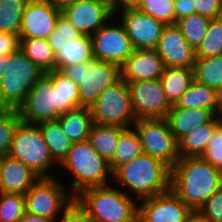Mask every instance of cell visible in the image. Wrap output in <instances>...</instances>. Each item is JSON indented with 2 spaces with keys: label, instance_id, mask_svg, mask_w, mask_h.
I'll list each match as a JSON object with an SVG mask.
<instances>
[{
  "label": "cell",
  "instance_id": "obj_30",
  "mask_svg": "<svg viewBox=\"0 0 222 222\" xmlns=\"http://www.w3.org/2000/svg\"><path fill=\"white\" fill-rule=\"evenodd\" d=\"M20 49L45 73L55 70V53L47 39L20 38Z\"/></svg>",
  "mask_w": 222,
  "mask_h": 222
},
{
  "label": "cell",
  "instance_id": "obj_24",
  "mask_svg": "<svg viewBox=\"0 0 222 222\" xmlns=\"http://www.w3.org/2000/svg\"><path fill=\"white\" fill-rule=\"evenodd\" d=\"M160 81L166 99L174 105L194 81L193 68L165 67Z\"/></svg>",
  "mask_w": 222,
  "mask_h": 222
},
{
  "label": "cell",
  "instance_id": "obj_7",
  "mask_svg": "<svg viewBox=\"0 0 222 222\" xmlns=\"http://www.w3.org/2000/svg\"><path fill=\"white\" fill-rule=\"evenodd\" d=\"M8 155L23 162L40 178L54 177L47 171L56 162L51 157L38 124L23 121L18 124Z\"/></svg>",
  "mask_w": 222,
  "mask_h": 222
},
{
  "label": "cell",
  "instance_id": "obj_5",
  "mask_svg": "<svg viewBox=\"0 0 222 222\" xmlns=\"http://www.w3.org/2000/svg\"><path fill=\"white\" fill-rule=\"evenodd\" d=\"M45 74L20 48L11 53L0 82V108L18 109L34 84Z\"/></svg>",
  "mask_w": 222,
  "mask_h": 222
},
{
  "label": "cell",
  "instance_id": "obj_39",
  "mask_svg": "<svg viewBox=\"0 0 222 222\" xmlns=\"http://www.w3.org/2000/svg\"><path fill=\"white\" fill-rule=\"evenodd\" d=\"M81 35L82 34L71 24V22L65 16L60 14L57 19L56 27L47 38V41L56 54L67 40Z\"/></svg>",
  "mask_w": 222,
  "mask_h": 222
},
{
  "label": "cell",
  "instance_id": "obj_50",
  "mask_svg": "<svg viewBox=\"0 0 222 222\" xmlns=\"http://www.w3.org/2000/svg\"><path fill=\"white\" fill-rule=\"evenodd\" d=\"M49 1L54 3L61 10L65 6L70 5L72 3H76L80 0H49Z\"/></svg>",
  "mask_w": 222,
  "mask_h": 222
},
{
  "label": "cell",
  "instance_id": "obj_6",
  "mask_svg": "<svg viewBox=\"0 0 222 222\" xmlns=\"http://www.w3.org/2000/svg\"><path fill=\"white\" fill-rule=\"evenodd\" d=\"M62 72L78 85L80 106L89 108L98 100L106 87L121 78L119 65L96 59L69 65Z\"/></svg>",
  "mask_w": 222,
  "mask_h": 222
},
{
  "label": "cell",
  "instance_id": "obj_53",
  "mask_svg": "<svg viewBox=\"0 0 222 222\" xmlns=\"http://www.w3.org/2000/svg\"><path fill=\"white\" fill-rule=\"evenodd\" d=\"M26 3H38V2H45L48 0H24Z\"/></svg>",
  "mask_w": 222,
  "mask_h": 222
},
{
  "label": "cell",
  "instance_id": "obj_22",
  "mask_svg": "<svg viewBox=\"0 0 222 222\" xmlns=\"http://www.w3.org/2000/svg\"><path fill=\"white\" fill-rule=\"evenodd\" d=\"M91 36L81 35L67 40L55 54V70L62 71L69 65H77L93 60Z\"/></svg>",
  "mask_w": 222,
  "mask_h": 222
},
{
  "label": "cell",
  "instance_id": "obj_26",
  "mask_svg": "<svg viewBox=\"0 0 222 222\" xmlns=\"http://www.w3.org/2000/svg\"><path fill=\"white\" fill-rule=\"evenodd\" d=\"M217 126L218 121L215 116L209 123L201 125L181 138L178 141L180 157H201Z\"/></svg>",
  "mask_w": 222,
  "mask_h": 222
},
{
  "label": "cell",
  "instance_id": "obj_17",
  "mask_svg": "<svg viewBox=\"0 0 222 222\" xmlns=\"http://www.w3.org/2000/svg\"><path fill=\"white\" fill-rule=\"evenodd\" d=\"M61 10L51 1L26 3L20 38L47 39L54 31Z\"/></svg>",
  "mask_w": 222,
  "mask_h": 222
},
{
  "label": "cell",
  "instance_id": "obj_27",
  "mask_svg": "<svg viewBox=\"0 0 222 222\" xmlns=\"http://www.w3.org/2000/svg\"><path fill=\"white\" fill-rule=\"evenodd\" d=\"M38 125L49 148L51 157L56 164H60L67 156L73 143L64 134L57 120L41 122Z\"/></svg>",
  "mask_w": 222,
  "mask_h": 222
},
{
  "label": "cell",
  "instance_id": "obj_12",
  "mask_svg": "<svg viewBox=\"0 0 222 222\" xmlns=\"http://www.w3.org/2000/svg\"><path fill=\"white\" fill-rule=\"evenodd\" d=\"M136 119L165 118L171 109L160 79L127 82Z\"/></svg>",
  "mask_w": 222,
  "mask_h": 222
},
{
  "label": "cell",
  "instance_id": "obj_43",
  "mask_svg": "<svg viewBox=\"0 0 222 222\" xmlns=\"http://www.w3.org/2000/svg\"><path fill=\"white\" fill-rule=\"evenodd\" d=\"M20 48V37L0 31V55L11 54Z\"/></svg>",
  "mask_w": 222,
  "mask_h": 222
},
{
  "label": "cell",
  "instance_id": "obj_14",
  "mask_svg": "<svg viewBox=\"0 0 222 222\" xmlns=\"http://www.w3.org/2000/svg\"><path fill=\"white\" fill-rule=\"evenodd\" d=\"M71 24L82 34L91 36L115 15L112 0H80L61 9Z\"/></svg>",
  "mask_w": 222,
  "mask_h": 222
},
{
  "label": "cell",
  "instance_id": "obj_42",
  "mask_svg": "<svg viewBox=\"0 0 222 222\" xmlns=\"http://www.w3.org/2000/svg\"><path fill=\"white\" fill-rule=\"evenodd\" d=\"M195 6V13L207 17L209 19H216L221 17L222 3L221 0H193Z\"/></svg>",
  "mask_w": 222,
  "mask_h": 222
},
{
  "label": "cell",
  "instance_id": "obj_40",
  "mask_svg": "<svg viewBox=\"0 0 222 222\" xmlns=\"http://www.w3.org/2000/svg\"><path fill=\"white\" fill-rule=\"evenodd\" d=\"M206 162L222 172V129L217 126L201 156Z\"/></svg>",
  "mask_w": 222,
  "mask_h": 222
},
{
  "label": "cell",
  "instance_id": "obj_9",
  "mask_svg": "<svg viewBox=\"0 0 222 222\" xmlns=\"http://www.w3.org/2000/svg\"><path fill=\"white\" fill-rule=\"evenodd\" d=\"M144 153L172 169L180 158L179 142L165 118L136 119L133 124Z\"/></svg>",
  "mask_w": 222,
  "mask_h": 222
},
{
  "label": "cell",
  "instance_id": "obj_33",
  "mask_svg": "<svg viewBox=\"0 0 222 222\" xmlns=\"http://www.w3.org/2000/svg\"><path fill=\"white\" fill-rule=\"evenodd\" d=\"M25 5L24 0H0L1 32L19 35Z\"/></svg>",
  "mask_w": 222,
  "mask_h": 222
},
{
  "label": "cell",
  "instance_id": "obj_38",
  "mask_svg": "<svg viewBox=\"0 0 222 222\" xmlns=\"http://www.w3.org/2000/svg\"><path fill=\"white\" fill-rule=\"evenodd\" d=\"M135 7L166 25L175 24L174 0H140Z\"/></svg>",
  "mask_w": 222,
  "mask_h": 222
},
{
  "label": "cell",
  "instance_id": "obj_34",
  "mask_svg": "<svg viewBox=\"0 0 222 222\" xmlns=\"http://www.w3.org/2000/svg\"><path fill=\"white\" fill-rule=\"evenodd\" d=\"M210 21L211 19L194 13L177 20L176 25L186 41L196 49L204 38Z\"/></svg>",
  "mask_w": 222,
  "mask_h": 222
},
{
  "label": "cell",
  "instance_id": "obj_16",
  "mask_svg": "<svg viewBox=\"0 0 222 222\" xmlns=\"http://www.w3.org/2000/svg\"><path fill=\"white\" fill-rule=\"evenodd\" d=\"M191 209L171 190L143 199L138 222H185Z\"/></svg>",
  "mask_w": 222,
  "mask_h": 222
},
{
  "label": "cell",
  "instance_id": "obj_4",
  "mask_svg": "<svg viewBox=\"0 0 222 222\" xmlns=\"http://www.w3.org/2000/svg\"><path fill=\"white\" fill-rule=\"evenodd\" d=\"M59 165L75 177L70 189L74 197L87 188L109 185L108 177L113 176L109 162L88 141L73 143Z\"/></svg>",
  "mask_w": 222,
  "mask_h": 222
},
{
  "label": "cell",
  "instance_id": "obj_52",
  "mask_svg": "<svg viewBox=\"0 0 222 222\" xmlns=\"http://www.w3.org/2000/svg\"><path fill=\"white\" fill-rule=\"evenodd\" d=\"M218 126L222 129V113L216 115Z\"/></svg>",
  "mask_w": 222,
  "mask_h": 222
},
{
  "label": "cell",
  "instance_id": "obj_25",
  "mask_svg": "<svg viewBox=\"0 0 222 222\" xmlns=\"http://www.w3.org/2000/svg\"><path fill=\"white\" fill-rule=\"evenodd\" d=\"M125 130L126 128L120 126L93 123L87 141L109 162L115 153L120 135Z\"/></svg>",
  "mask_w": 222,
  "mask_h": 222
},
{
  "label": "cell",
  "instance_id": "obj_23",
  "mask_svg": "<svg viewBox=\"0 0 222 222\" xmlns=\"http://www.w3.org/2000/svg\"><path fill=\"white\" fill-rule=\"evenodd\" d=\"M57 121L72 143L87 141L93 124L91 109L82 106L62 113Z\"/></svg>",
  "mask_w": 222,
  "mask_h": 222
},
{
  "label": "cell",
  "instance_id": "obj_28",
  "mask_svg": "<svg viewBox=\"0 0 222 222\" xmlns=\"http://www.w3.org/2000/svg\"><path fill=\"white\" fill-rule=\"evenodd\" d=\"M216 101L215 89L194 80L175 105L180 108L208 109L215 114Z\"/></svg>",
  "mask_w": 222,
  "mask_h": 222
},
{
  "label": "cell",
  "instance_id": "obj_35",
  "mask_svg": "<svg viewBox=\"0 0 222 222\" xmlns=\"http://www.w3.org/2000/svg\"><path fill=\"white\" fill-rule=\"evenodd\" d=\"M196 58L222 55V18L211 19L207 32L195 49Z\"/></svg>",
  "mask_w": 222,
  "mask_h": 222
},
{
  "label": "cell",
  "instance_id": "obj_32",
  "mask_svg": "<svg viewBox=\"0 0 222 222\" xmlns=\"http://www.w3.org/2000/svg\"><path fill=\"white\" fill-rule=\"evenodd\" d=\"M194 80L210 88H222V55L196 58Z\"/></svg>",
  "mask_w": 222,
  "mask_h": 222
},
{
  "label": "cell",
  "instance_id": "obj_48",
  "mask_svg": "<svg viewBox=\"0 0 222 222\" xmlns=\"http://www.w3.org/2000/svg\"><path fill=\"white\" fill-rule=\"evenodd\" d=\"M140 0H112L114 9L136 6Z\"/></svg>",
  "mask_w": 222,
  "mask_h": 222
},
{
  "label": "cell",
  "instance_id": "obj_10",
  "mask_svg": "<svg viewBox=\"0 0 222 222\" xmlns=\"http://www.w3.org/2000/svg\"><path fill=\"white\" fill-rule=\"evenodd\" d=\"M65 188L54 177L40 178L24 194L26 212L56 222L60 211L65 212L75 202V197Z\"/></svg>",
  "mask_w": 222,
  "mask_h": 222
},
{
  "label": "cell",
  "instance_id": "obj_20",
  "mask_svg": "<svg viewBox=\"0 0 222 222\" xmlns=\"http://www.w3.org/2000/svg\"><path fill=\"white\" fill-rule=\"evenodd\" d=\"M40 177L20 160L2 157V182L0 192L25 194Z\"/></svg>",
  "mask_w": 222,
  "mask_h": 222
},
{
  "label": "cell",
  "instance_id": "obj_49",
  "mask_svg": "<svg viewBox=\"0 0 222 222\" xmlns=\"http://www.w3.org/2000/svg\"><path fill=\"white\" fill-rule=\"evenodd\" d=\"M10 59V54L0 55V82L3 77V74L6 71L7 61Z\"/></svg>",
  "mask_w": 222,
  "mask_h": 222
},
{
  "label": "cell",
  "instance_id": "obj_47",
  "mask_svg": "<svg viewBox=\"0 0 222 222\" xmlns=\"http://www.w3.org/2000/svg\"><path fill=\"white\" fill-rule=\"evenodd\" d=\"M19 222H55L51 219L25 212Z\"/></svg>",
  "mask_w": 222,
  "mask_h": 222
},
{
  "label": "cell",
  "instance_id": "obj_36",
  "mask_svg": "<svg viewBox=\"0 0 222 222\" xmlns=\"http://www.w3.org/2000/svg\"><path fill=\"white\" fill-rule=\"evenodd\" d=\"M18 109H0V156L8 154L18 124L21 122Z\"/></svg>",
  "mask_w": 222,
  "mask_h": 222
},
{
  "label": "cell",
  "instance_id": "obj_45",
  "mask_svg": "<svg viewBox=\"0 0 222 222\" xmlns=\"http://www.w3.org/2000/svg\"><path fill=\"white\" fill-rule=\"evenodd\" d=\"M175 24L177 20L195 13L193 0H174Z\"/></svg>",
  "mask_w": 222,
  "mask_h": 222
},
{
  "label": "cell",
  "instance_id": "obj_54",
  "mask_svg": "<svg viewBox=\"0 0 222 222\" xmlns=\"http://www.w3.org/2000/svg\"><path fill=\"white\" fill-rule=\"evenodd\" d=\"M2 182V157L0 156V186Z\"/></svg>",
  "mask_w": 222,
  "mask_h": 222
},
{
  "label": "cell",
  "instance_id": "obj_2",
  "mask_svg": "<svg viewBox=\"0 0 222 222\" xmlns=\"http://www.w3.org/2000/svg\"><path fill=\"white\" fill-rule=\"evenodd\" d=\"M119 188H87L75 196V203L92 222H138L137 200Z\"/></svg>",
  "mask_w": 222,
  "mask_h": 222
},
{
  "label": "cell",
  "instance_id": "obj_44",
  "mask_svg": "<svg viewBox=\"0 0 222 222\" xmlns=\"http://www.w3.org/2000/svg\"><path fill=\"white\" fill-rule=\"evenodd\" d=\"M61 215L60 222H92L75 202L68 210L61 213Z\"/></svg>",
  "mask_w": 222,
  "mask_h": 222
},
{
  "label": "cell",
  "instance_id": "obj_19",
  "mask_svg": "<svg viewBox=\"0 0 222 222\" xmlns=\"http://www.w3.org/2000/svg\"><path fill=\"white\" fill-rule=\"evenodd\" d=\"M164 68L156 48L138 49L120 66L121 78L126 82L160 79Z\"/></svg>",
  "mask_w": 222,
  "mask_h": 222
},
{
  "label": "cell",
  "instance_id": "obj_29",
  "mask_svg": "<svg viewBox=\"0 0 222 222\" xmlns=\"http://www.w3.org/2000/svg\"><path fill=\"white\" fill-rule=\"evenodd\" d=\"M58 90L59 112L65 113L80 107L78 85L60 70H53L45 74Z\"/></svg>",
  "mask_w": 222,
  "mask_h": 222
},
{
  "label": "cell",
  "instance_id": "obj_18",
  "mask_svg": "<svg viewBox=\"0 0 222 222\" xmlns=\"http://www.w3.org/2000/svg\"><path fill=\"white\" fill-rule=\"evenodd\" d=\"M156 49L165 67H194L195 49L186 41L176 24L165 26Z\"/></svg>",
  "mask_w": 222,
  "mask_h": 222
},
{
  "label": "cell",
  "instance_id": "obj_37",
  "mask_svg": "<svg viewBox=\"0 0 222 222\" xmlns=\"http://www.w3.org/2000/svg\"><path fill=\"white\" fill-rule=\"evenodd\" d=\"M25 212L23 194L0 192V222H19Z\"/></svg>",
  "mask_w": 222,
  "mask_h": 222
},
{
  "label": "cell",
  "instance_id": "obj_1",
  "mask_svg": "<svg viewBox=\"0 0 222 222\" xmlns=\"http://www.w3.org/2000/svg\"><path fill=\"white\" fill-rule=\"evenodd\" d=\"M221 187L222 172L202 157H180L171 169L170 189L191 210H199Z\"/></svg>",
  "mask_w": 222,
  "mask_h": 222
},
{
  "label": "cell",
  "instance_id": "obj_11",
  "mask_svg": "<svg viewBox=\"0 0 222 222\" xmlns=\"http://www.w3.org/2000/svg\"><path fill=\"white\" fill-rule=\"evenodd\" d=\"M21 120L30 124L54 121L59 118L58 90L52 81L44 75L28 93L24 103L18 108Z\"/></svg>",
  "mask_w": 222,
  "mask_h": 222
},
{
  "label": "cell",
  "instance_id": "obj_3",
  "mask_svg": "<svg viewBox=\"0 0 222 222\" xmlns=\"http://www.w3.org/2000/svg\"><path fill=\"white\" fill-rule=\"evenodd\" d=\"M118 185L125 186L143 200L170 189L171 169L160 160L142 152L120 166L111 177Z\"/></svg>",
  "mask_w": 222,
  "mask_h": 222
},
{
  "label": "cell",
  "instance_id": "obj_46",
  "mask_svg": "<svg viewBox=\"0 0 222 222\" xmlns=\"http://www.w3.org/2000/svg\"><path fill=\"white\" fill-rule=\"evenodd\" d=\"M185 222H211L199 210H191L186 216Z\"/></svg>",
  "mask_w": 222,
  "mask_h": 222
},
{
  "label": "cell",
  "instance_id": "obj_8",
  "mask_svg": "<svg viewBox=\"0 0 222 222\" xmlns=\"http://www.w3.org/2000/svg\"><path fill=\"white\" fill-rule=\"evenodd\" d=\"M90 109L95 124L114 125L127 129L136 121L128 84L122 78L106 87Z\"/></svg>",
  "mask_w": 222,
  "mask_h": 222
},
{
  "label": "cell",
  "instance_id": "obj_51",
  "mask_svg": "<svg viewBox=\"0 0 222 222\" xmlns=\"http://www.w3.org/2000/svg\"><path fill=\"white\" fill-rule=\"evenodd\" d=\"M222 113V88L217 90L216 112L215 116Z\"/></svg>",
  "mask_w": 222,
  "mask_h": 222
},
{
  "label": "cell",
  "instance_id": "obj_31",
  "mask_svg": "<svg viewBox=\"0 0 222 222\" xmlns=\"http://www.w3.org/2000/svg\"><path fill=\"white\" fill-rule=\"evenodd\" d=\"M142 152V145L137 132L134 128H127L120 135L115 153L109 161L112 173H114L120 166L139 156Z\"/></svg>",
  "mask_w": 222,
  "mask_h": 222
},
{
  "label": "cell",
  "instance_id": "obj_13",
  "mask_svg": "<svg viewBox=\"0 0 222 222\" xmlns=\"http://www.w3.org/2000/svg\"><path fill=\"white\" fill-rule=\"evenodd\" d=\"M91 40L94 59L119 66L135 50L123 24L113 25L110 20L91 35Z\"/></svg>",
  "mask_w": 222,
  "mask_h": 222
},
{
  "label": "cell",
  "instance_id": "obj_21",
  "mask_svg": "<svg viewBox=\"0 0 222 222\" xmlns=\"http://www.w3.org/2000/svg\"><path fill=\"white\" fill-rule=\"evenodd\" d=\"M214 117L215 114L208 109L180 108L174 104L165 119L168 122L170 131L179 141L187 133L203 124L209 123Z\"/></svg>",
  "mask_w": 222,
  "mask_h": 222
},
{
  "label": "cell",
  "instance_id": "obj_41",
  "mask_svg": "<svg viewBox=\"0 0 222 222\" xmlns=\"http://www.w3.org/2000/svg\"><path fill=\"white\" fill-rule=\"evenodd\" d=\"M199 211L211 222H222V187L207 199Z\"/></svg>",
  "mask_w": 222,
  "mask_h": 222
},
{
  "label": "cell",
  "instance_id": "obj_15",
  "mask_svg": "<svg viewBox=\"0 0 222 222\" xmlns=\"http://www.w3.org/2000/svg\"><path fill=\"white\" fill-rule=\"evenodd\" d=\"M117 11H121V23L135 50L157 47L165 23L143 13L135 6L115 9V14Z\"/></svg>",
  "mask_w": 222,
  "mask_h": 222
}]
</instances>
